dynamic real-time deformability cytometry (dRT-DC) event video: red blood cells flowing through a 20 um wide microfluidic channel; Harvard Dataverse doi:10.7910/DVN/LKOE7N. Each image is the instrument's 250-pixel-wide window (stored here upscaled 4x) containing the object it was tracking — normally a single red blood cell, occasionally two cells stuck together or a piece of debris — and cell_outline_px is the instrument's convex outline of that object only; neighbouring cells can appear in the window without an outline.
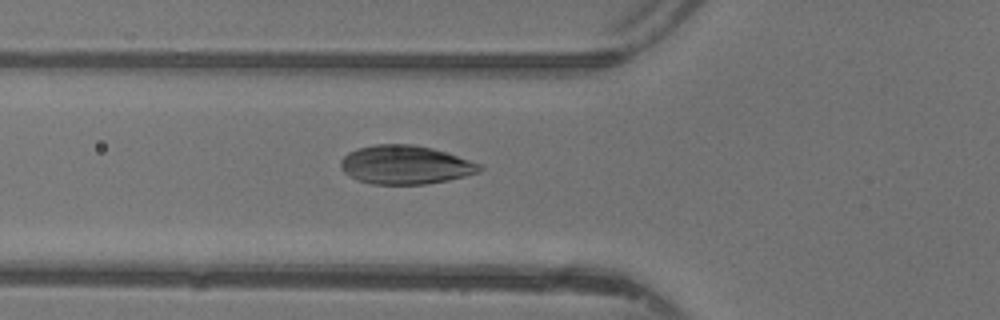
{"species": "common noctule bat (a hibernating species)", "species_latin": "Nyctalus noctula", "temperature_condition": "warm", "stored_images_in_passage": 33, "camera_frame_rate_fps": 3000, "um_per_image_px": 0.085, "animal": {"sex": "female"}, "frame": {"image": 1, "passage_image": 3, "time_ms": 0.667, "image_size_px": [1000, 320], "cell_outline_px": [[484, 168], [480, 172], [448, 180], [424, 184], [372, 184], [356, 180], [344, 172], [340, 168], [340, 160], [348, 152], [356, 148], [372, 144], [412, 144], [432, 148], [480, 164]], "centroid_in_image_um": [34.4, 14.01], "position_along_channel_um": 91.4, "area_um2": 31.33}}
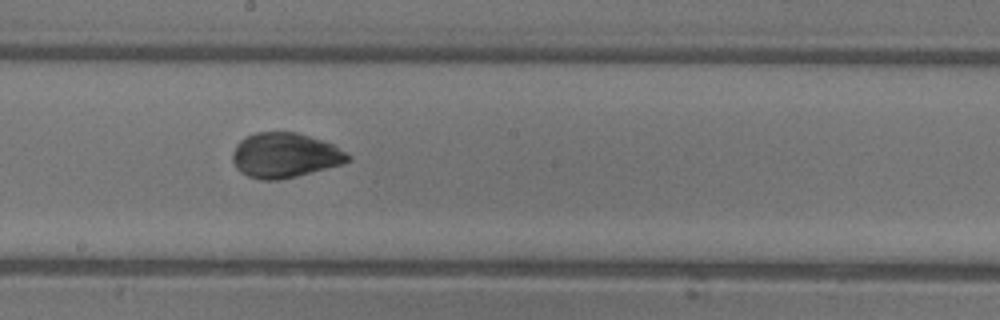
{"frame": {"image": 2, "passage_image": 12, "time_ms": 3.667, "image_size_px": [1000, 320], "cell_outline_px": [[352, 160], [340, 164], [296, 176], [276, 180], [264, 180], [248, 176], [240, 172], [236, 168], [232, 160], [232, 152], [236, 144], [244, 136], [256, 132], [296, 132], [324, 140], [332, 144], [352, 156]], "centroid_in_image_um": [24.18, 13.18], "position_along_channel_um": 224.0, "area_um2": 30.17}}
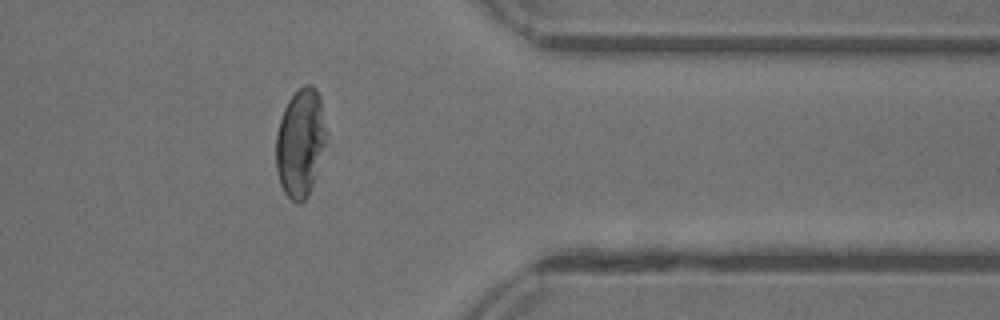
{"frame": {"image": 3, "passage_image": 24, "time_ms": 7.667, "image_size_px": [1000, 320], "cell_outline_px": [[328, 132], [312, 184], [308, 196], [300, 204], [296, 204], [284, 192], [280, 184], [276, 168], [276, 132], [284, 108], [288, 100], [304, 84], [312, 84], [316, 88], [320, 96]], "centroid_in_image_um": [25.53, 12.1], "position_along_channel_um": 385.9, "area_um2": 31.73}}